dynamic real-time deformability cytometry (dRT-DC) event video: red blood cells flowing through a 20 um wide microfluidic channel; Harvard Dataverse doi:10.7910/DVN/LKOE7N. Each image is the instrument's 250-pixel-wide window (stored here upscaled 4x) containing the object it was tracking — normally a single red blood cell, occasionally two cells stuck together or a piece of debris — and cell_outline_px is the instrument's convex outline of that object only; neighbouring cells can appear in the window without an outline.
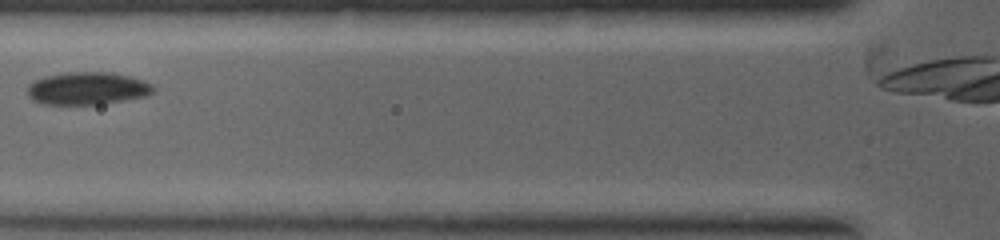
{"species": "common noctule bat (a hibernating species)", "species_latin": "Nyctalus noctula", "temperature_condition": "warm", "stored_images_in_passage": 9, "camera_frame_rate_fps": 5000, "um_per_image_px": 0.085, "animal": {"sex": "female", "body_mass_g": 19.0, "forearm_length_mm": 53.3}, "frame": {"image": 1, "passage_image": 4, "time_ms": 1.8, "image_size_px": [1000, 240], "cell_outline_px": [[156, 88], [148, 96], [100, 104], [40, 104], [32, 100], [28, 96], [28, 84], [44, 76], [68, 72], [112, 72], [144, 80], [152, 84]], "centroid_in_image_um": [7.43, 7.51], "position_along_channel_um": 118.4, "area_um2": 24.04}}
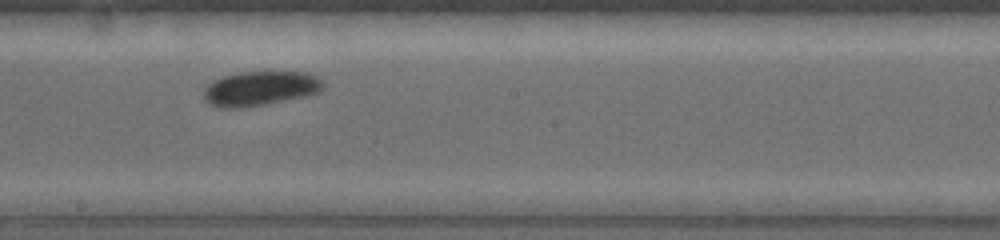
{"frame": {"image": 2, "passage_image": 7, "time_ms": 3.4, "image_size_px": [1000, 240], "cell_outline_px": [[324, 88], [316, 92], [304, 96], [244, 108], [216, 108], [208, 104], [204, 100], [204, 88], [212, 80], [224, 76], [240, 72], [308, 72], [320, 76], [324, 84]], "centroid_in_image_um": [22.08, 7.52], "position_along_channel_um": 226.1, "area_um2": 24.22}}
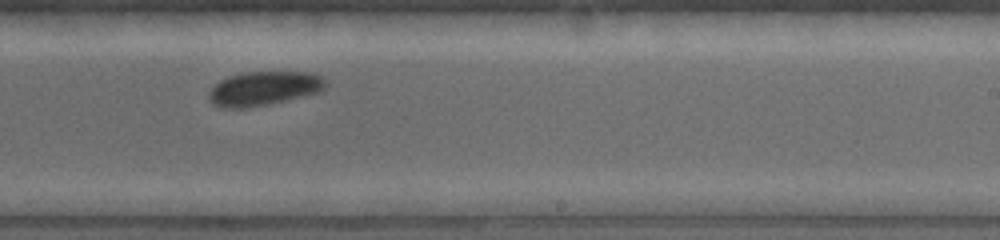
{"frame": {"image": 3, "passage_image": 8, "time_ms": 4.0, "image_size_px": [1000, 240], "cell_outline_px": [[328, 84], [320, 92], [268, 104], [248, 108], [224, 108], [212, 104], [208, 100], [208, 92], [220, 80], [228, 76], [240, 72], [312, 72], [324, 76], [328, 80]], "centroid_in_image_um": [22.45, 7.51], "position_along_channel_um": 266.6, "area_um2": 23.58}}